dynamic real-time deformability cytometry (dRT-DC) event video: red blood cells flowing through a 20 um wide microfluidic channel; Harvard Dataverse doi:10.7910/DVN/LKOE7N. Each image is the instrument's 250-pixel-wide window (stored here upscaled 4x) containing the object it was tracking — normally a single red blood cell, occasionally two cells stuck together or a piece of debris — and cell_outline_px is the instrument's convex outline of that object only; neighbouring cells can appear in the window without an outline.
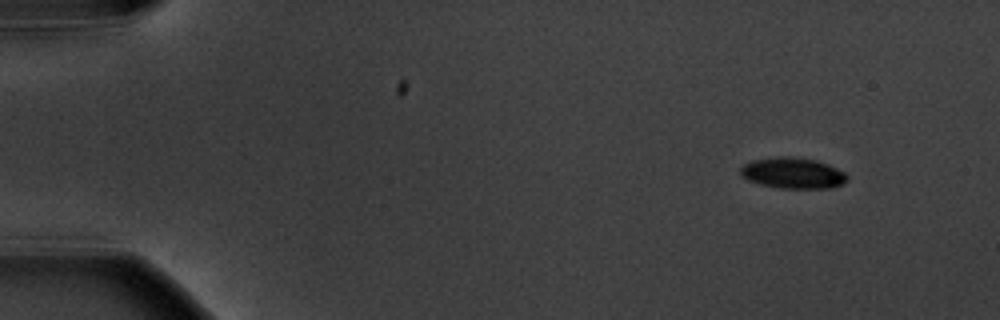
{"species": "common noctule bat (a hibernating species)", "species_latin": "Nyctalus noctula", "temperature_condition": "warm", "stored_images_in_passage": 5, "segment_of_instrument_passage": [1, 2], "camera_frame_rate_fps": 3000, "um_per_image_px": 0.085, "animal": {"sex": "male", "body_mass_g": 20.1, "forearm_length_mm": 53.5}, "frame": {"image": 1, "passage_image": 1, "time_ms": 0.0, "image_size_px": [1000, 320], "cell_outline_px": [[848, 180], [844, 184], [832, 188], [780, 188], [760, 184], [748, 180], [740, 176], [740, 168], [744, 164], [752, 160], [780, 156], [788, 156], [812, 160], [828, 164], [844, 172], [848, 176]], "centroid_in_image_um": [67.39, 14.72], "position_along_channel_um": 17.6, "area_um2": 19.25}}